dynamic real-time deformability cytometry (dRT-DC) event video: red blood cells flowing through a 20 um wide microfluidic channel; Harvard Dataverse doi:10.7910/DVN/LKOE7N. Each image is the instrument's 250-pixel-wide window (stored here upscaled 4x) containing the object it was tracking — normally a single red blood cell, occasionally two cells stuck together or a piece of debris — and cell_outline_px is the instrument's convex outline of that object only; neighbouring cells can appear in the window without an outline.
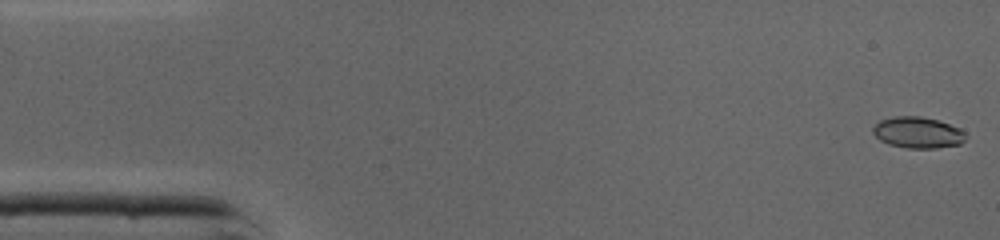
{"species": "common noctule bat (a hibernating species)", "species_latin": "Nyctalus noctula", "temperature_condition": "cold", "stored_images_in_passage": 46, "camera_frame_rate_fps": 3000, "um_per_image_px": 0.085, "animal": {"sex": "male", "body_mass_g": 19.0, "forearm_length_mm": 50.8}, "frame": {"image": 1, "passage_image": 1, "time_ms": 0.0, "image_size_px": [1000, 240], "cell_outline_px": [[968, 136], [960, 144], [936, 148], [908, 148], [888, 144], [880, 140], [872, 132], [872, 128], [880, 120], [892, 116], [920, 116], [936, 120], [960, 128]], "centroid_in_image_um": [78.0, 11.26], "position_along_channel_um": 7.0, "area_um2": 16.88}}
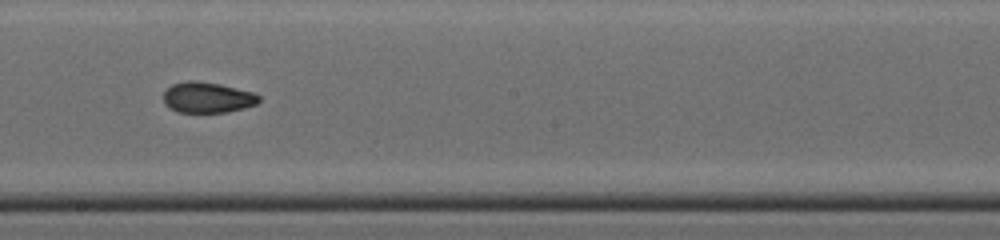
{"frame": {"image": 2, "passage_image": 25, "time_ms": 8.0, "image_size_px": [1000, 240], "cell_outline_px": [[260, 100], [256, 104], [244, 108], [228, 112], [176, 112], [164, 104], [164, 92], [172, 84], [188, 80], [196, 80], [220, 84], [252, 92], [260, 96]], "centroid_in_image_um": [17.62, 8.28], "position_along_channel_um": 230.6, "area_um2": 17.11}}
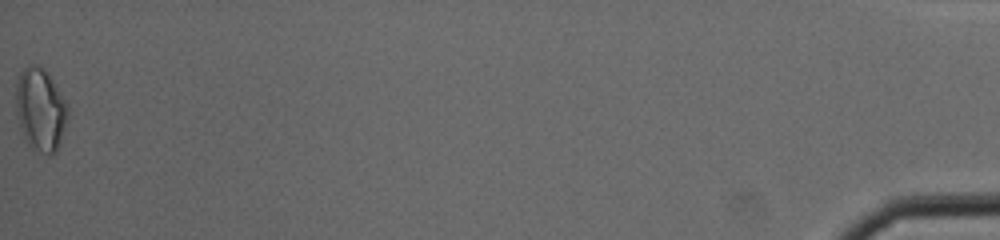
{"frame": {"image": 3, "passage_image": 46, "time_ms": 15.0, "image_size_px": [1000, 240], "cell_outline_px": [[68, 116], [60, 144], [56, 152], [52, 156], [48, 156], [32, 148], [28, 144], [20, 128], [16, 112], [16, 80], [20, 72], [28, 64], [40, 64], [48, 72], [64, 100], [68, 108]], "centroid_in_image_um": [3.43, 9.31], "position_along_channel_um": 431.8, "area_um2": 25.32}, "authors_computed_cell_mechanics": {"area_um2": 17.34, "velocity_mm_per_s": 4.3738, "shape_relaxation_time_tau1_ms": null, "shape_relaxation_time_tau2_ms": 1.5202, "deformation_change_tau1": null, "deformation_change_tau2": 0.064}}